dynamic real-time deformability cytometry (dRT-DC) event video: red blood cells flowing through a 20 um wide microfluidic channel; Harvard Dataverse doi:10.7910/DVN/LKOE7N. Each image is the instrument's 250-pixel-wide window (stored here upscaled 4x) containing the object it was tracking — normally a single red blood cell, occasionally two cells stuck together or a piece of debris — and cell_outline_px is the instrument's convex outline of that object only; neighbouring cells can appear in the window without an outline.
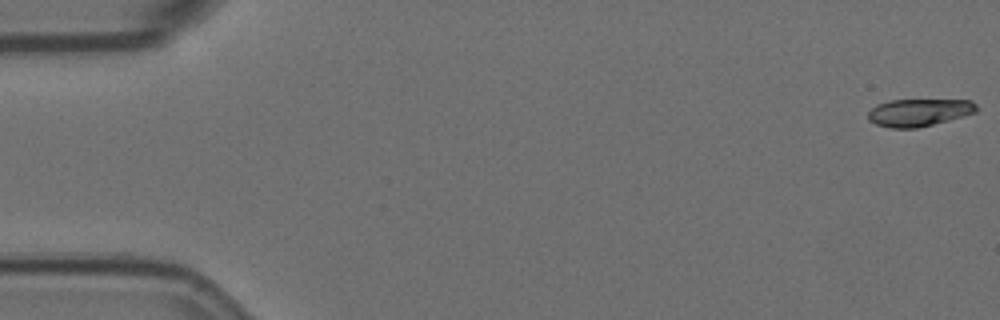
{"species": "Egyptian fruit bat (a non-hibernating species)", "species_latin": "Rousettus aegyptiacus", "temperature_condition": "room temperature", "stored_images_in_passage": 57, "camera_frame_rate_fps": 3000, "um_per_image_px": 0.085, "animal": {"sex": "female"}, "frame": {"image": 1, "passage_image": 1, "time_ms": 0.0, "image_size_px": [1000, 320], "cell_outline_px": [[976, 112], [964, 116], [916, 128], [888, 128], [876, 124], [868, 120], [868, 112], [876, 104], [888, 100], [972, 100], [976, 104]], "centroid_in_image_um": [78.07, 9.55], "position_along_channel_um": 6.9, "area_um2": 17.34}}
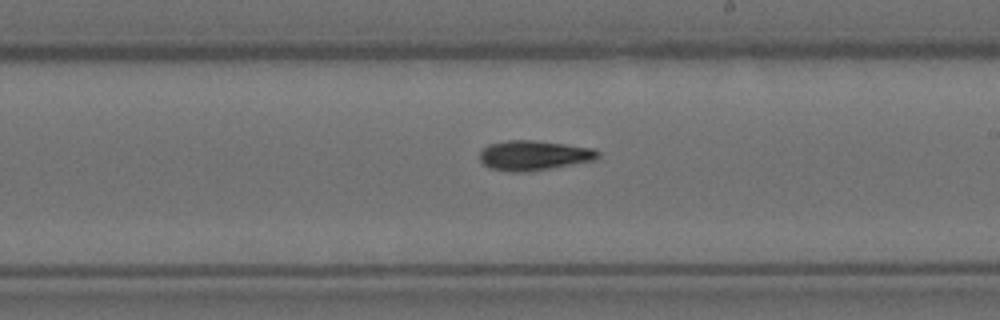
{"frame": {"image": 2, "passage_image": 33, "time_ms": 10.667, "image_size_px": [1000, 320], "cell_outline_px": [[600, 156], [596, 160], [528, 172], [512, 172], [492, 168], [484, 164], [480, 160], [480, 152], [488, 144], [508, 140], [532, 140], [596, 148], [600, 152]], "centroid_in_image_um": [45.42, 13.2], "position_along_channel_um": 243.6, "area_um2": 20.58}}
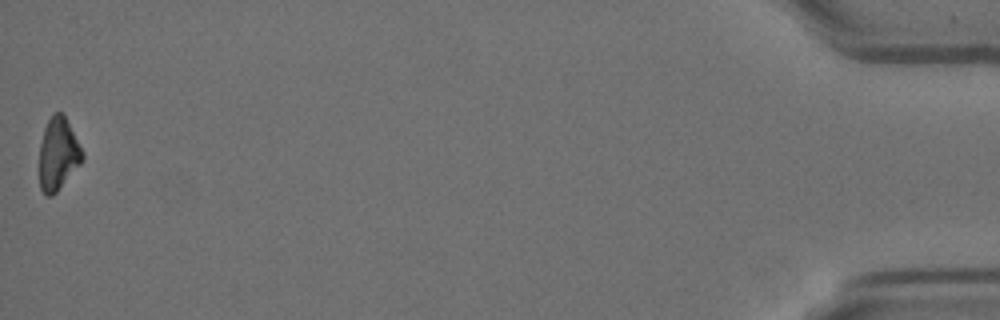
{"frame": {"image": 3, "passage_image": 57, "time_ms": 18.667, "image_size_px": [1000, 320], "cell_outline_px": [[84, 160], [56, 192], [52, 196], [48, 196], [40, 188], [40, 144], [44, 128], [52, 112], [60, 112], [64, 116], [84, 152]], "centroid_in_image_um": [4.95, 13.08], "position_along_channel_um": 430.3, "area_um2": 17.98}, "authors_computed_cell_mechanics": {"area_um2": 18.9584, "velocity_mm_per_s": 3.5799, "shape_relaxation_time_tau1_ms": 8.7486, "shape_relaxation_time_tau2_ms": null, "deformation_change_tau1": 0.2087, "deformation_change_tau2": null}}